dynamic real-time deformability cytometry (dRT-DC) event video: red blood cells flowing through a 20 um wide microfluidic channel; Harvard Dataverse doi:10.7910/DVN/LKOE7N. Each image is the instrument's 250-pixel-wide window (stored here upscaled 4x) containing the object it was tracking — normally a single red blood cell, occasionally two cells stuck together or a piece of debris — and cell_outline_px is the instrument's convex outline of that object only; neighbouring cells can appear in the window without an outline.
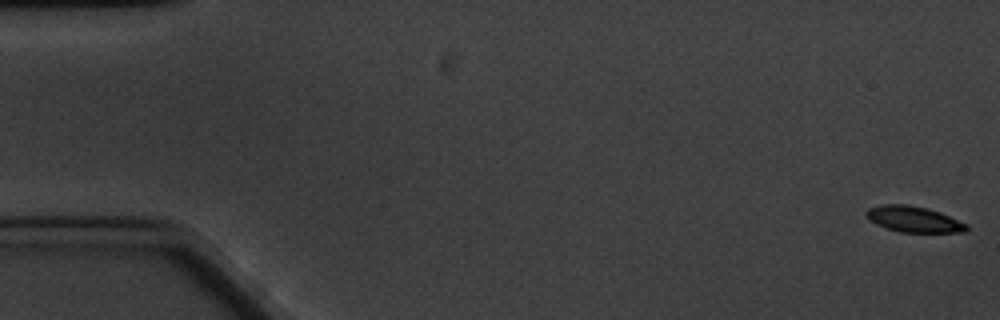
{"species": "common noctule bat (a hibernating species)", "species_latin": "Nyctalus noctula", "temperature_condition": "cold", "stored_images_in_passage": 62, "camera_frame_rate_fps": 3000, "um_per_image_px": 0.085, "animal": {"sex": "male", "body_mass_g": 20.1, "forearm_length_mm": 53.5}, "frame": {"image": 1, "passage_image": 1, "time_ms": 0.0, "image_size_px": [1000, 320], "cell_outline_px": [[968, 228], [964, 232], [900, 232], [876, 224], [864, 212], [868, 208], [880, 204], [908, 204], [928, 208], [940, 212], [968, 224]], "centroid_in_image_um": [77.68, 18.62], "position_along_channel_um": 7.3, "area_um2": 15.09}}
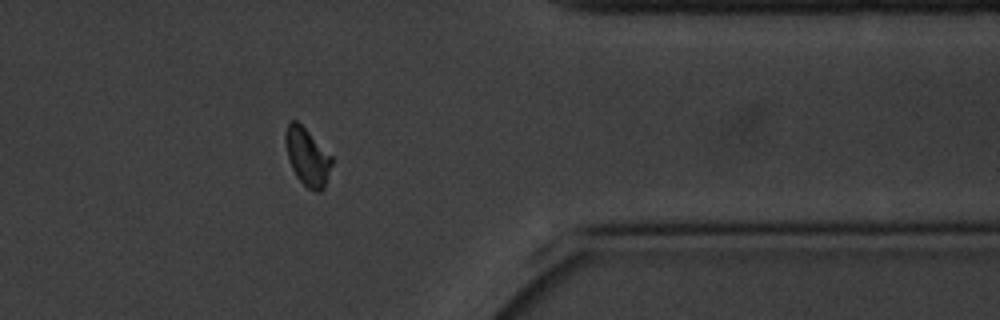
{"frame": {"image": 2, "passage_image": 50, "time_ms": 16.333, "image_size_px": [1000, 320], "cell_outline_px": [[332, 164], [324, 188], [320, 192], [316, 192], [308, 188], [296, 176], [288, 160], [284, 140], [284, 136], [288, 120], [296, 120], [332, 156]], "centroid_in_image_um": [26.09, 13.33], "position_along_channel_um": 385.3, "area_um2": 15.49}}
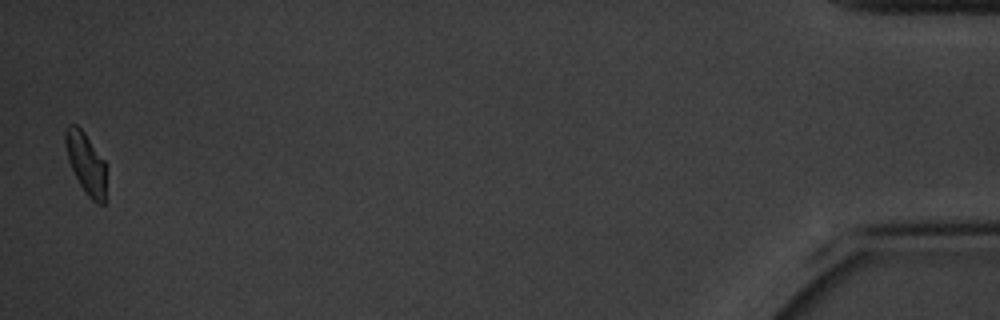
{"frame": {"image": 3, "passage_image": 61, "time_ms": 20.0, "image_size_px": [1000, 320], "cell_outline_px": [[108, 164], [104, 204], [96, 204], [84, 192], [68, 160], [64, 144], [64, 132], [68, 124], [76, 124], [84, 132]], "centroid_in_image_um": [7.34, 13.87], "position_along_channel_um": 427.9, "area_um2": 15.09}, "authors_computed_cell_mechanics": {"area_um2": 15.606, "velocity_mm_per_s": 3.2389, "shape_relaxation_time_tau1_ms": 2.9262, "shape_relaxation_time_tau2_ms": 6.0514, "deformation_change_tau1": 0.1696, "deformation_change_tau2": 0.108}}